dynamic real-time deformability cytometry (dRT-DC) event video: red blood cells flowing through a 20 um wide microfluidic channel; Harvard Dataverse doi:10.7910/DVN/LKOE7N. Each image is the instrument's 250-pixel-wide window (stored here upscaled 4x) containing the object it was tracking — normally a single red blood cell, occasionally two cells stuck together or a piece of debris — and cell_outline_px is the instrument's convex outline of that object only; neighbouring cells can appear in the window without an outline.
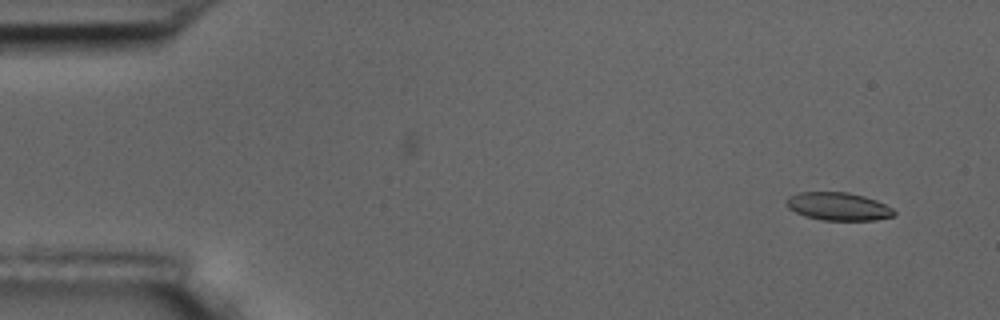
{"species": "common noctule bat (a hibernating species)", "species_latin": "Nyctalus noctula", "temperature_condition": "room temperature", "stored_images_in_passage": 12, "camera_frame_rate_fps": 3000, "um_per_image_px": 0.085, "animal": {"sex": "male", "body_mass_g": 17.5, "forearm_length_mm": 52.3}, "frame": {"image": 1, "passage_image": 3, "time_ms": 0.667, "image_size_px": [1000, 320], "cell_outline_px": [[896, 216], [876, 220], [820, 220], [804, 216], [788, 208], [784, 200], [788, 196], [800, 192], [848, 192], [864, 196], [876, 200], [892, 208], [896, 212]], "centroid_in_image_um": [71.24, 17.55], "position_along_channel_um": 13.8, "area_um2": 17.74}}